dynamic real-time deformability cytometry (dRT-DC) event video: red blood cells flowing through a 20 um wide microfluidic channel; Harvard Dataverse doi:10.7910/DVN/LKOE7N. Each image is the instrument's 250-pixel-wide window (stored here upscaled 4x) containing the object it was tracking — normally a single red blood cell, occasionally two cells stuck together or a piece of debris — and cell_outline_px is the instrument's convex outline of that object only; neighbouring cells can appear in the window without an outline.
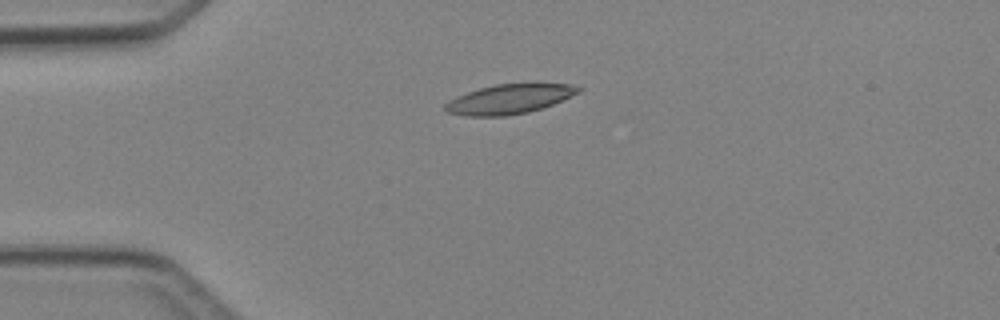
{"species": "Egyptian fruit bat (a non-hibernating species)", "species_latin": "Rousettus aegyptiacus", "temperature_condition": "cold", "stored_images_in_passage": 3, "camera_frame_rate_fps": 3000, "um_per_image_px": 0.085, "animal": {"sex": "female"}, "frame": {"image": 1, "passage_image": 1, "time_ms": 0.0, "image_size_px": [1000, 320], "cell_outline_px": [[584, 88], [580, 92], [552, 104], [528, 112], [504, 116], [464, 116], [444, 112], [444, 104], [448, 100], [468, 92], [480, 88], [496, 84], [572, 84]], "centroid_in_image_um": [43.25, 8.43], "position_along_channel_um": 41.8, "area_um2": 22.77}}
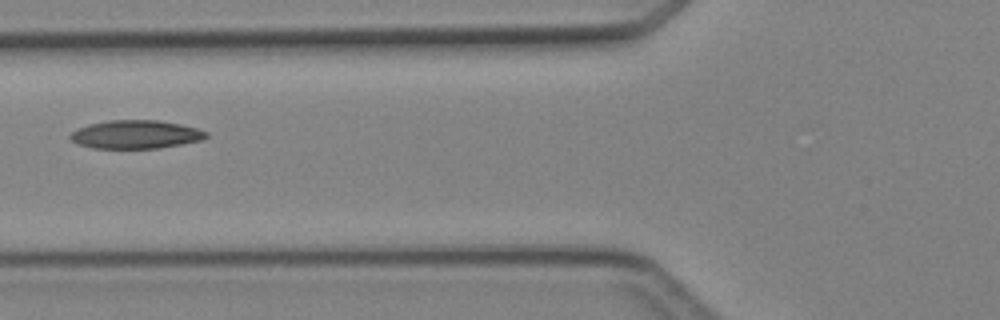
{"frame": {"image": 2, "passage_image": 3, "time_ms": 2.333, "image_size_px": [1000, 320], "cell_outline_px": [[208, 136], [200, 140], [160, 148], [92, 148], [76, 144], [68, 136], [72, 132], [88, 124], [108, 120], [156, 120], [180, 124], [196, 128], [208, 132]], "centroid_in_image_um": [11.51, 11.43], "position_along_channel_um": 114.3, "area_um2": 22.37}}